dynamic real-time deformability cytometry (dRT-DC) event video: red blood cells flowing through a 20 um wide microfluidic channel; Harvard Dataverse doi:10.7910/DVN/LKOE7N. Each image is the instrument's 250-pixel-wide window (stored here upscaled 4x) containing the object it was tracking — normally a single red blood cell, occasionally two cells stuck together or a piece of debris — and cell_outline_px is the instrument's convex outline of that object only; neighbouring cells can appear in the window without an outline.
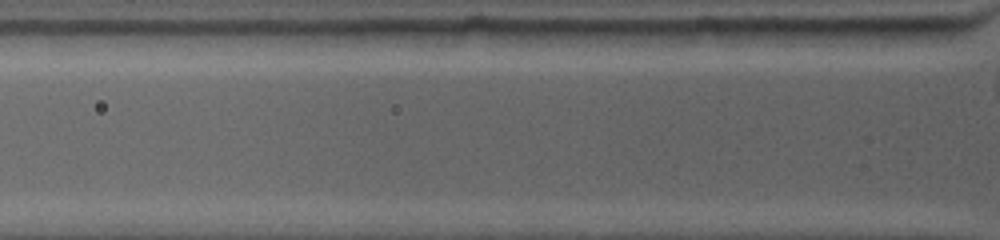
{"species": "common noctule bat (a hibernating species)", "species_latin": "Nyctalus noctula", "temperature_condition": "warm", "stored_images_in_passage": 3, "camera_frame_rate_fps": 4500, "um_per_image_px": 0.085, "animal": {"sex": "female", "body_mass_g": 19.0, "forearm_length_mm": 53.3}, "frame": {"image": 1, "passage_image": 3, "time_ms": 1.111, "image_size_px": [1000, 240], "cell_outline_px": [[948, 36], [932, 44], [848, 44], [844, 28], [944, 28]], "centroid_in_image_um": [76.04, 3.04], "position_along_channel_um": 49.8, "area_um2": 11.21}}